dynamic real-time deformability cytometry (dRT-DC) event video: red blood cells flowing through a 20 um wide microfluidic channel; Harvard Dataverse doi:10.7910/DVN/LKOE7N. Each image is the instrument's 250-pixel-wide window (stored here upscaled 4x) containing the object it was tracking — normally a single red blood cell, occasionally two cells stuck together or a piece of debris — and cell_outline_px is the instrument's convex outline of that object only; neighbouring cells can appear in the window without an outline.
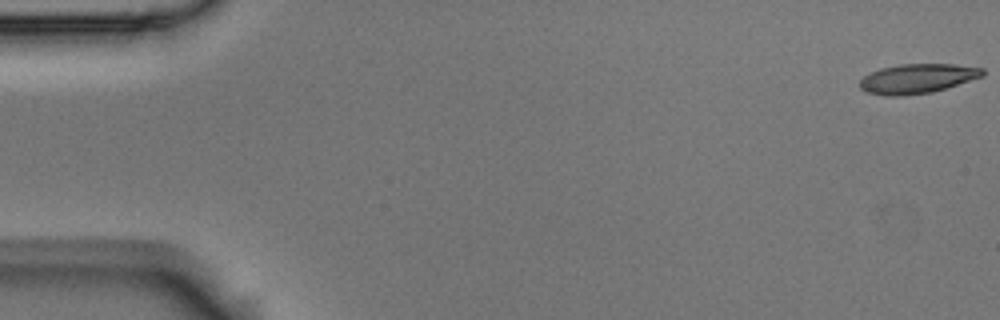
{"species": "Egyptian fruit bat (a non-hibernating species)", "species_latin": "Rousettus aegyptiacus", "temperature_condition": "room temperature", "stored_images_in_passage": 57, "camera_frame_rate_fps": 3000, "um_per_image_px": 0.085, "animal": {"sex": "male"}, "frame": {"image": 1, "passage_image": 1, "time_ms": 0.0, "image_size_px": [1000, 320], "cell_outline_px": [[984, 76], [932, 92], [900, 96], [884, 96], [868, 92], [860, 88], [860, 80], [864, 76], [880, 68], [900, 64], [956, 64], [984, 68]], "centroid_in_image_um": [77.98, 6.67], "position_along_channel_um": 7.0, "area_um2": 21.1}}
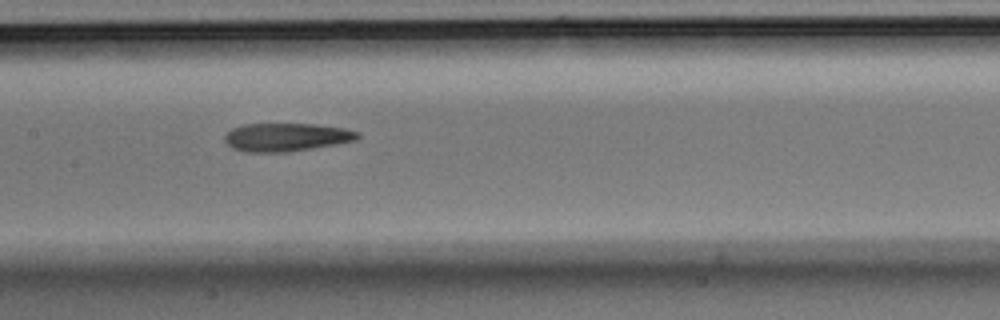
{"frame": {"image": 2, "passage_image": 28, "time_ms": 9.0, "image_size_px": [1000, 320], "cell_outline_px": [[360, 136], [356, 140], [336, 144], [288, 152], [244, 152], [232, 148], [224, 140], [224, 136], [232, 128], [244, 124], [316, 124], [344, 128], [360, 132]], "centroid_in_image_um": [24.34, 11.66], "position_along_channel_um": 183.1, "area_um2": 21.91}}
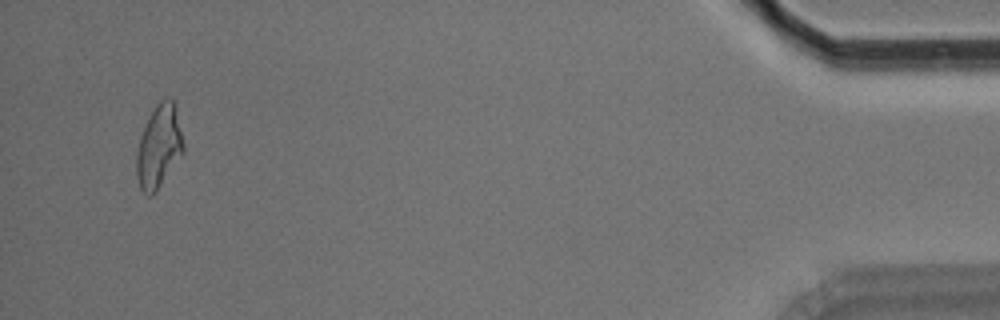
{"frame": {"image": 3, "passage_image": 55, "time_ms": 18.0, "image_size_px": [1000, 320], "cell_outline_px": [[184, 152], [156, 192], [152, 196], [148, 196], [140, 188], [136, 176], [136, 152], [140, 136], [156, 104], [160, 100], [176, 100], [184, 144]], "centroid_in_image_um": [13.52, 12.47], "position_along_channel_um": 421.7, "area_um2": 22.83}, "authors_computed_cell_mechanics": {"area_um2": 21.964, "velocity_mm_per_s": 3.5319, "shape_relaxation_time_tau1_ms": null, "shape_relaxation_time_tau2_ms": 5.6323, "deformation_change_tau1": null, "deformation_change_tau2": 0.1788}}